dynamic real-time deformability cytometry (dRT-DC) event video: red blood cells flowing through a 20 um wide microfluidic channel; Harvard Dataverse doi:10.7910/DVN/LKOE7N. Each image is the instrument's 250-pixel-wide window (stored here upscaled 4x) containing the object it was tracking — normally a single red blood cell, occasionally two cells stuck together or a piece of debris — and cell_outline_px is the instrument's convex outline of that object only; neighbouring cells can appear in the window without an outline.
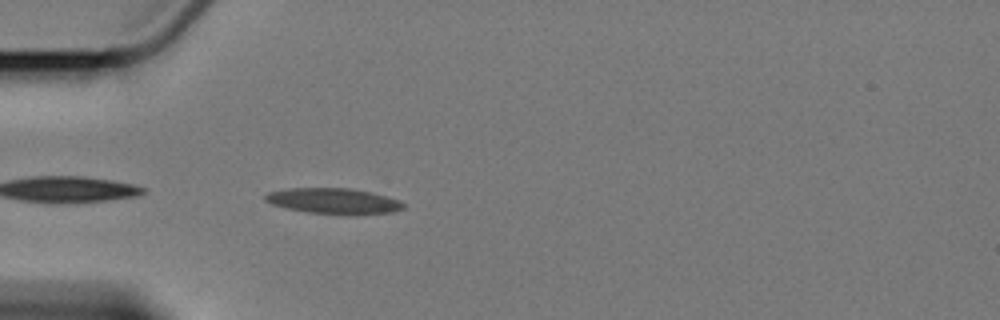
{"species": "Egyptian fruit bat (a non-hibernating species)", "species_latin": "Rousettus aegyptiacus", "temperature_condition": "cold", "stored_images_in_passage": 4, "camera_frame_rate_fps": 3000, "um_per_image_px": 0.085, "animal": {"sex": "female"}, "frame": {"image": 1, "passage_image": 4, "time_ms": 4.333, "image_size_px": [1000, 320], "cell_outline_px": [[404, 208], [392, 212], [356, 216], [308, 212], [288, 208], [272, 204], [264, 200], [264, 196], [268, 192], [288, 188], [348, 188], [368, 192], [400, 200], [404, 204]], "centroid_in_image_um": [28.37, 17.1], "position_along_channel_um": 56.6, "area_um2": 20.75}}